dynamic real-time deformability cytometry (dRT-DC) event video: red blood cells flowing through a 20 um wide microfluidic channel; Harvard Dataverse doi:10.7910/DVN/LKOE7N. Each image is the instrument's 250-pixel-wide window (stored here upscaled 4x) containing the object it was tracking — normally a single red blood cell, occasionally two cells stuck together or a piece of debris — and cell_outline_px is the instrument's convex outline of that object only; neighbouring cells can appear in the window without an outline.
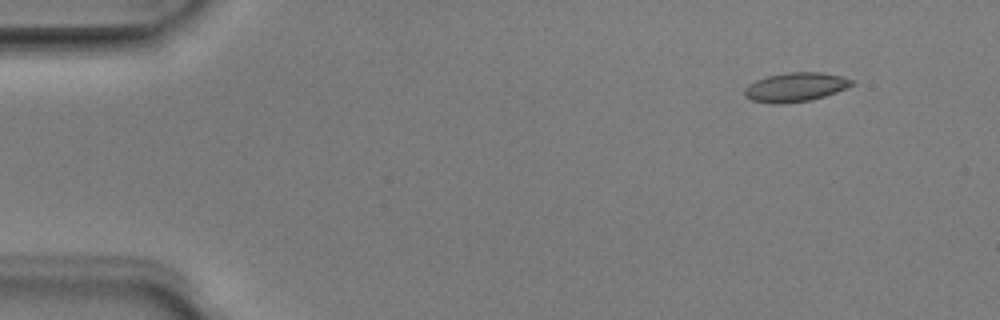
{"species": "Egyptian fruit bat (a non-hibernating species)", "species_latin": "Rousettus aegyptiacus", "temperature_condition": "room temperature", "stored_images_in_passage": 3, "camera_frame_rate_fps": 3000, "um_per_image_px": 0.085, "animal": {"sex": "male"}, "frame": {"image": 1, "passage_image": 1, "time_ms": 0.0, "image_size_px": [1000, 320], "cell_outline_px": [[856, 84], [836, 92], [824, 96], [808, 100], [780, 104], [772, 104], [752, 100], [744, 96], [744, 88], [748, 84], [756, 80], [768, 76], [788, 72], [820, 72], [840, 76], [856, 80]], "centroid_in_image_um": [67.62, 7.4], "position_along_channel_um": 17.4, "area_um2": 18.21}}